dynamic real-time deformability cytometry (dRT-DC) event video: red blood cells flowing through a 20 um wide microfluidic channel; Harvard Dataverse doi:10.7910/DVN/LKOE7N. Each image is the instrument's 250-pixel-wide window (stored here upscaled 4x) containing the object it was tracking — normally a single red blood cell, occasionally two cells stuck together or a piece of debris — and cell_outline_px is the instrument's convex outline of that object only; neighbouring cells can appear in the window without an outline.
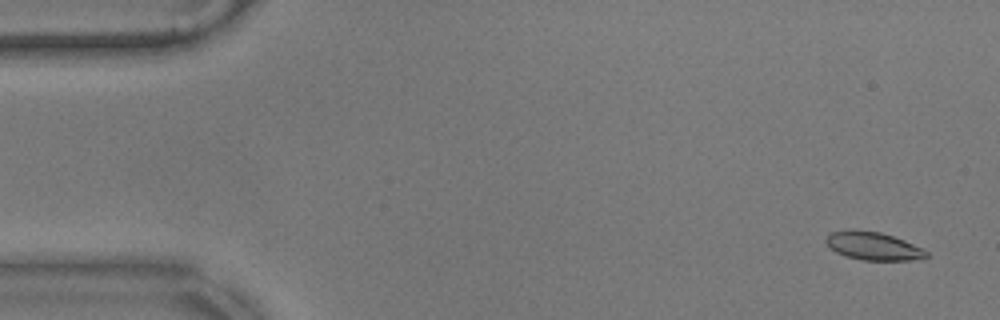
{"species": "common noctule bat (a hibernating species)", "species_latin": "Nyctalus noctula", "temperature_condition": "warm", "stored_images_in_passage": 57, "camera_frame_rate_fps": 3000, "um_per_image_px": 0.085, "animal": {"sex": "male", "body_mass_g": 17.9}, "frame": {"image": 1, "passage_image": 3, "time_ms": 0.667, "image_size_px": [1000, 320], "cell_outline_px": [[928, 256], [908, 260], [864, 260], [848, 256], [836, 252], [824, 240], [832, 232], [852, 228], [880, 232], [904, 240], [928, 252]], "centroid_in_image_um": [74.19, 20.89], "position_along_channel_um": 10.8, "area_um2": 16.13}}
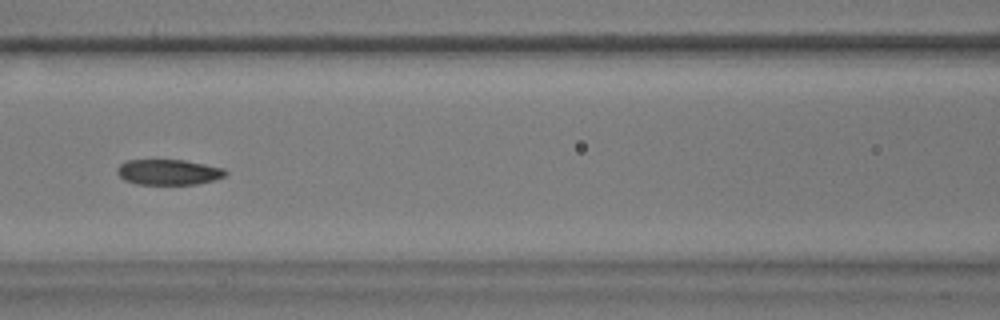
{"frame": {"image": 2, "passage_image": 25, "time_ms": 8.0, "image_size_px": [1000, 320], "cell_outline_px": [[228, 172], [224, 176], [212, 180], [196, 184], [136, 184], [124, 180], [116, 172], [116, 168], [124, 160], [184, 160], [224, 168]], "centroid_in_image_um": [14.28, 14.62], "position_along_channel_um": 152.3, "area_um2": 16.07}}
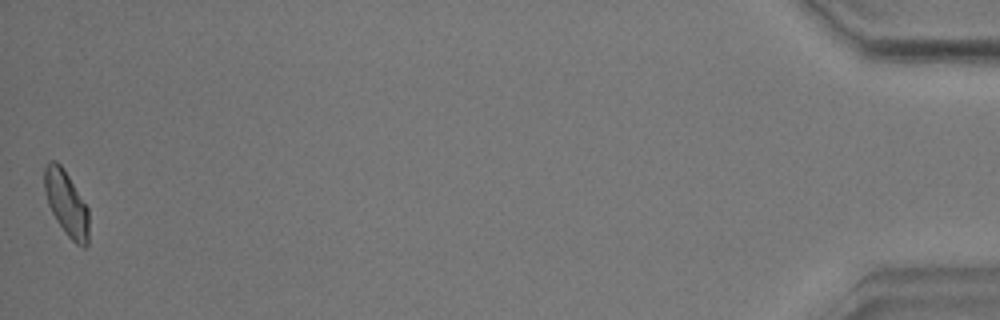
{"frame": {"image": 3, "passage_image": 57, "time_ms": 18.667, "image_size_px": [1000, 320], "cell_outline_px": [[88, 244], [84, 248], [76, 244], [64, 232], [56, 220], [48, 204], [44, 192], [44, 168], [52, 160], [56, 160], [60, 164], [68, 176], [88, 208]], "centroid_in_image_um": [5.63, 17.31], "position_along_channel_um": 429.6, "area_um2": 16.65}, "authors_computed_cell_mechanics": {"area_um2": 16.7042, "velocity_mm_per_s": 3.5266, "shape_relaxation_time_tau1_ms": 4.5526, "shape_relaxation_time_tau2_ms": 4.3902, "deformation_change_tau1": 0.1404, "deformation_change_tau2": 0.0869}}